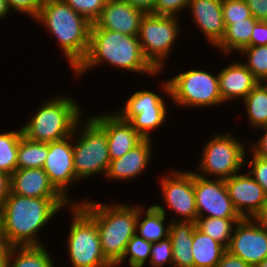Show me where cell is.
Returning <instances> with one entry per match:
<instances>
[{
    "mask_svg": "<svg viewBox=\"0 0 267 267\" xmlns=\"http://www.w3.org/2000/svg\"><path fill=\"white\" fill-rule=\"evenodd\" d=\"M71 205L66 198H32L10 192L3 202L1 239L10 247L43 245L39 231Z\"/></svg>",
    "mask_w": 267,
    "mask_h": 267,
    "instance_id": "cell-1",
    "label": "cell"
},
{
    "mask_svg": "<svg viewBox=\"0 0 267 267\" xmlns=\"http://www.w3.org/2000/svg\"><path fill=\"white\" fill-rule=\"evenodd\" d=\"M107 63L119 70L134 74L157 75L158 72L143 54L138 36L125 35L106 29L98 28L94 23L90 30V45L86 58L73 71V75L82 77L88 70Z\"/></svg>",
    "mask_w": 267,
    "mask_h": 267,
    "instance_id": "cell-2",
    "label": "cell"
},
{
    "mask_svg": "<svg viewBox=\"0 0 267 267\" xmlns=\"http://www.w3.org/2000/svg\"><path fill=\"white\" fill-rule=\"evenodd\" d=\"M34 21L53 34L74 71L87 56L92 24L64 0H43Z\"/></svg>",
    "mask_w": 267,
    "mask_h": 267,
    "instance_id": "cell-3",
    "label": "cell"
},
{
    "mask_svg": "<svg viewBox=\"0 0 267 267\" xmlns=\"http://www.w3.org/2000/svg\"><path fill=\"white\" fill-rule=\"evenodd\" d=\"M95 222L105 259L115 267L123 257L126 245L136 234L138 205L104 204L84 199L75 201Z\"/></svg>",
    "mask_w": 267,
    "mask_h": 267,
    "instance_id": "cell-4",
    "label": "cell"
},
{
    "mask_svg": "<svg viewBox=\"0 0 267 267\" xmlns=\"http://www.w3.org/2000/svg\"><path fill=\"white\" fill-rule=\"evenodd\" d=\"M82 108L72 97L55 95L44 101L31 119L21 126L29 140L49 143L73 134L76 124L83 118Z\"/></svg>",
    "mask_w": 267,
    "mask_h": 267,
    "instance_id": "cell-5",
    "label": "cell"
},
{
    "mask_svg": "<svg viewBox=\"0 0 267 267\" xmlns=\"http://www.w3.org/2000/svg\"><path fill=\"white\" fill-rule=\"evenodd\" d=\"M162 84V93L178 108H211L225 104L219 91L218 73L191 69L162 81Z\"/></svg>",
    "mask_w": 267,
    "mask_h": 267,
    "instance_id": "cell-6",
    "label": "cell"
},
{
    "mask_svg": "<svg viewBox=\"0 0 267 267\" xmlns=\"http://www.w3.org/2000/svg\"><path fill=\"white\" fill-rule=\"evenodd\" d=\"M84 118L73 131V164L78 181L98 174L105 177L111 161L106 133L90 117Z\"/></svg>",
    "mask_w": 267,
    "mask_h": 267,
    "instance_id": "cell-7",
    "label": "cell"
},
{
    "mask_svg": "<svg viewBox=\"0 0 267 267\" xmlns=\"http://www.w3.org/2000/svg\"><path fill=\"white\" fill-rule=\"evenodd\" d=\"M203 146L198 160L200 164L193 171L195 174L226 180L243 169L248 146L230 131L226 134H213Z\"/></svg>",
    "mask_w": 267,
    "mask_h": 267,
    "instance_id": "cell-8",
    "label": "cell"
},
{
    "mask_svg": "<svg viewBox=\"0 0 267 267\" xmlns=\"http://www.w3.org/2000/svg\"><path fill=\"white\" fill-rule=\"evenodd\" d=\"M70 211L66 248L72 267H113L103 255L96 222L78 204Z\"/></svg>",
    "mask_w": 267,
    "mask_h": 267,
    "instance_id": "cell-9",
    "label": "cell"
},
{
    "mask_svg": "<svg viewBox=\"0 0 267 267\" xmlns=\"http://www.w3.org/2000/svg\"><path fill=\"white\" fill-rule=\"evenodd\" d=\"M179 17L146 13L140 23L139 41L149 63L163 73L177 38L182 34ZM180 34V35H179Z\"/></svg>",
    "mask_w": 267,
    "mask_h": 267,
    "instance_id": "cell-10",
    "label": "cell"
},
{
    "mask_svg": "<svg viewBox=\"0 0 267 267\" xmlns=\"http://www.w3.org/2000/svg\"><path fill=\"white\" fill-rule=\"evenodd\" d=\"M170 173V174H169ZM169 174V176H166ZM160 178L159 186L162 192L163 205L154 204L167 216V209L171 210V222H196L198 213L195 203L194 172L173 170ZM167 207V208H166ZM180 218V219H179Z\"/></svg>",
    "mask_w": 267,
    "mask_h": 267,
    "instance_id": "cell-11",
    "label": "cell"
},
{
    "mask_svg": "<svg viewBox=\"0 0 267 267\" xmlns=\"http://www.w3.org/2000/svg\"><path fill=\"white\" fill-rule=\"evenodd\" d=\"M194 192L198 217L241 218L232 204L224 180L194 173Z\"/></svg>",
    "mask_w": 267,
    "mask_h": 267,
    "instance_id": "cell-12",
    "label": "cell"
},
{
    "mask_svg": "<svg viewBox=\"0 0 267 267\" xmlns=\"http://www.w3.org/2000/svg\"><path fill=\"white\" fill-rule=\"evenodd\" d=\"M227 251L254 267L267 258V227L255 218H242L234 228Z\"/></svg>",
    "mask_w": 267,
    "mask_h": 267,
    "instance_id": "cell-13",
    "label": "cell"
},
{
    "mask_svg": "<svg viewBox=\"0 0 267 267\" xmlns=\"http://www.w3.org/2000/svg\"><path fill=\"white\" fill-rule=\"evenodd\" d=\"M42 168L53 186L69 202L75 204L69 194V187L74 185L72 183L79 182L75 176L73 164V134L48 143V154Z\"/></svg>",
    "mask_w": 267,
    "mask_h": 267,
    "instance_id": "cell-14",
    "label": "cell"
},
{
    "mask_svg": "<svg viewBox=\"0 0 267 267\" xmlns=\"http://www.w3.org/2000/svg\"><path fill=\"white\" fill-rule=\"evenodd\" d=\"M224 181L232 204L240 217L256 218L267 197L263 188L245 171Z\"/></svg>",
    "mask_w": 267,
    "mask_h": 267,
    "instance_id": "cell-15",
    "label": "cell"
},
{
    "mask_svg": "<svg viewBox=\"0 0 267 267\" xmlns=\"http://www.w3.org/2000/svg\"><path fill=\"white\" fill-rule=\"evenodd\" d=\"M102 113H94L89 117L106 133L110 160L122 157L144 139L115 112Z\"/></svg>",
    "mask_w": 267,
    "mask_h": 267,
    "instance_id": "cell-16",
    "label": "cell"
},
{
    "mask_svg": "<svg viewBox=\"0 0 267 267\" xmlns=\"http://www.w3.org/2000/svg\"><path fill=\"white\" fill-rule=\"evenodd\" d=\"M146 13L123 0H107L94 24L100 29L138 36L140 23Z\"/></svg>",
    "mask_w": 267,
    "mask_h": 267,
    "instance_id": "cell-17",
    "label": "cell"
},
{
    "mask_svg": "<svg viewBox=\"0 0 267 267\" xmlns=\"http://www.w3.org/2000/svg\"><path fill=\"white\" fill-rule=\"evenodd\" d=\"M196 25L208 43L215 47L225 33L222 0H189L187 7Z\"/></svg>",
    "mask_w": 267,
    "mask_h": 267,
    "instance_id": "cell-18",
    "label": "cell"
},
{
    "mask_svg": "<svg viewBox=\"0 0 267 267\" xmlns=\"http://www.w3.org/2000/svg\"><path fill=\"white\" fill-rule=\"evenodd\" d=\"M152 139H143L122 157L111 160L105 178L116 181H130L147 169L153 157Z\"/></svg>",
    "mask_w": 267,
    "mask_h": 267,
    "instance_id": "cell-19",
    "label": "cell"
},
{
    "mask_svg": "<svg viewBox=\"0 0 267 267\" xmlns=\"http://www.w3.org/2000/svg\"><path fill=\"white\" fill-rule=\"evenodd\" d=\"M11 193L32 198H65L43 168L16 169L10 175Z\"/></svg>",
    "mask_w": 267,
    "mask_h": 267,
    "instance_id": "cell-20",
    "label": "cell"
},
{
    "mask_svg": "<svg viewBox=\"0 0 267 267\" xmlns=\"http://www.w3.org/2000/svg\"><path fill=\"white\" fill-rule=\"evenodd\" d=\"M219 91L224 103L243 100L259 83L240 61H233L218 72ZM231 100V101H230Z\"/></svg>",
    "mask_w": 267,
    "mask_h": 267,
    "instance_id": "cell-21",
    "label": "cell"
},
{
    "mask_svg": "<svg viewBox=\"0 0 267 267\" xmlns=\"http://www.w3.org/2000/svg\"><path fill=\"white\" fill-rule=\"evenodd\" d=\"M196 222H171L169 238L172 242L173 267H194L192 256L193 233Z\"/></svg>",
    "mask_w": 267,
    "mask_h": 267,
    "instance_id": "cell-22",
    "label": "cell"
},
{
    "mask_svg": "<svg viewBox=\"0 0 267 267\" xmlns=\"http://www.w3.org/2000/svg\"><path fill=\"white\" fill-rule=\"evenodd\" d=\"M166 220V215L153 204L146 209L139 204L136 234L152 243L166 239L169 237L171 223Z\"/></svg>",
    "mask_w": 267,
    "mask_h": 267,
    "instance_id": "cell-23",
    "label": "cell"
},
{
    "mask_svg": "<svg viewBox=\"0 0 267 267\" xmlns=\"http://www.w3.org/2000/svg\"><path fill=\"white\" fill-rule=\"evenodd\" d=\"M258 22L255 18H247L243 21L225 25V33L221 41L214 47L222 55L239 54L244 48L250 47L252 29ZM231 53V54H230Z\"/></svg>",
    "mask_w": 267,
    "mask_h": 267,
    "instance_id": "cell-24",
    "label": "cell"
},
{
    "mask_svg": "<svg viewBox=\"0 0 267 267\" xmlns=\"http://www.w3.org/2000/svg\"><path fill=\"white\" fill-rule=\"evenodd\" d=\"M226 250L222 244L195 227L192 243L194 267H217Z\"/></svg>",
    "mask_w": 267,
    "mask_h": 267,
    "instance_id": "cell-25",
    "label": "cell"
},
{
    "mask_svg": "<svg viewBox=\"0 0 267 267\" xmlns=\"http://www.w3.org/2000/svg\"><path fill=\"white\" fill-rule=\"evenodd\" d=\"M166 98L155 91L139 90L130 95L123 107L114 112L124 121L129 122L135 115L148 109H167Z\"/></svg>",
    "mask_w": 267,
    "mask_h": 267,
    "instance_id": "cell-26",
    "label": "cell"
},
{
    "mask_svg": "<svg viewBox=\"0 0 267 267\" xmlns=\"http://www.w3.org/2000/svg\"><path fill=\"white\" fill-rule=\"evenodd\" d=\"M44 245L10 247L7 267H55Z\"/></svg>",
    "mask_w": 267,
    "mask_h": 267,
    "instance_id": "cell-27",
    "label": "cell"
},
{
    "mask_svg": "<svg viewBox=\"0 0 267 267\" xmlns=\"http://www.w3.org/2000/svg\"><path fill=\"white\" fill-rule=\"evenodd\" d=\"M242 102L249 127L254 130L267 125V82H259Z\"/></svg>",
    "mask_w": 267,
    "mask_h": 267,
    "instance_id": "cell-28",
    "label": "cell"
},
{
    "mask_svg": "<svg viewBox=\"0 0 267 267\" xmlns=\"http://www.w3.org/2000/svg\"><path fill=\"white\" fill-rule=\"evenodd\" d=\"M242 218L198 217L196 227L213 240L228 248L236 224Z\"/></svg>",
    "mask_w": 267,
    "mask_h": 267,
    "instance_id": "cell-29",
    "label": "cell"
},
{
    "mask_svg": "<svg viewBox=\"0 0 267 267\" xmlns=\"http://www.w3.org/2000/svg\"><path fill=\"white\" fill-rule=\"evenodd\" d=\"M48 154V143L36 142L23 135L17 153V169L42 168Z\"/></svg>",
    "mask_w": 267,
    "mask_h": 267,
    "instance_id": "cell-30",
    "label": "cell"
},
{
    "mask_svg": "<svg viewBox=\"0 0 267 267\" xmlns=\"http://www.w3.org/2000/svg\"><path fill=\"white\" fill-rule=\"evenodd\" d=\"M22 129L0 133V171L9 176L17 169V153Z\"/></svg>",
    "mask_w": 267,
    "mask_h": 267,
    "instance_id": "cell-31",
    "label": "cell"
},
{
    "mask_svg": "<svg viewBox=\"0 0 267 267\" xmlns=\"http://www.w3.org/2000/svg\"><path fill=\"white\" fill-rule=\"evenodd\" d=\"M167 115L168 109H148L135 115L129 123L144 139H153L151 132L162 127V124L164 126Z\"/></svg>",
    "mask_w": 267,
    "mask_h": 267,
    "instance_id": "cell-32",
    "label": "cell"
},
{
    "mask_svg": "<svg viewBox=\"0 0 267 267\" xmlns=\"http://www.w3.org/2000/svg\"><path fill=\"white\" fill-rule=\"evenodd\" d=\"M152 242L135 234L126 245L122 260L115 266L119 267L126 259L130 267H144L150 259Z\"/></svg>",
    "mask_w": 267,
    "mask_h": 267,
    "instance_id": "cell-33",
    "label": "cell"
},
{
    "mask_svg": "<svg viewBox=\"0 0 267 267\" xmlns=\"http://www.w3.org/2000/svg\"><path fill=\"white\" fill-rule=\"evenodd\" d=\"M239 54L246 61L242 63L259 82H267V45L250 46L244 48Z\"/></svg>",
    "mask_w": 267,
    "mask_h": 267,
    "instance_id": "cell-34",
    "label": "cell"
},
{
    "mask_svg": "<svg viewBox=\"0 0 267 267\" xmlns=\"http://www.w3.org/2000/svg\"><path fill=\"white\" fill-rule=\"evenodd\" d=\"M222 14L225 25L254 18L245 0H222Z\"/></svg>",
    "mask_w": 267,
    "mask_h": 267,
    "instance_id": "cell-35",
    "label": "cell"
},
{
    "mask_svg": "<svg viewBox=\"0 0 267 267\" xmlns=\"http://www.w3.org/2000/svg\"><path fill=\"white\" fill-rule=\"evenodd\" d=\"M74 11L83 15L91 24L100 16L107 0H64Z\"/></svg>",
    "mask_w": 267,
    "mask_h": 267,
    "instance_id": "cell-36",
    "label": "cell"
},
{
    "mask_svg": "<svg viewBox=\"0 0 267 267\" xmlns=\"http://www.w3.org/2000/svg\"><path fill=\"white\" fill-rule=\"evenodd\" d=\"M172 242L169 237L153 242L150 251L149 264L151 267H164L167 263L172 264L173 267V254Z\"/></svg>",
    "mask_w": 267,
    "mask_h": 267,
    "instance_id": "cell-37",
    "label": "cell"
},
{
    "mask_svg": "<svg viewBox=\"0 0 267 267\" xmlns=\"http://www.w3.org/2000/svg\"><path fill=\"white\" fill-rule=\"evenodd\" d=\"M248 151L251 152L250 155L252 157L251 159H248V153L246 152L245 163L249 168L248 173L267 194V159L254 154L249 148Z\"/></svg>",
    "mask_w": 267,
    "mask_h": 267,
    "instance_id": "cell-38",
    "label": "cell"
},
{
    "mask_svg": "<svg viewBox=\"0 0 267 267\" xmlns=\"http://www.w3.org/2000/svg\"><path fill=\"white\" fill-rule=\"evenodd\" d=\"M189 0H155L152 14L181 17L179 13L186 10Z\"/></svg>",
    "mask_w": 267,
    "mask_h": 267,
    "instance_id": "cell-39",
    "label": "cell"
},
{
    "mask_svg": "<svg viewBox=\"0 0 267 267\" xmlns=\"http://www.w3.org/2000/svg\"><path fill=\"white\" fill-rule=\"evenodd\" d=\"M10 11L20 12L34 19L41 9L43 0H6Z\"/></svg>",
    "mask_w": 267,
    "mask_h": 267,
    "instance_id": "cell-40",
    "label": "cell"
},
{
    "mask_svg": "<svg viewBox=\"0 0 267 267\" xmlns=\"http://www.w3.org/2000/svg\"><path fill=\"white\" fill-rule=\"evenodd\" d=\"M263 45H267V21H258L252 29L250 46Z\"/></svg>",
    "mask_w": 267,
    "mask_h": 267,
    "instance_id": "cell-41",
    "label": "cell"
},
{
    "mask_svg": "<svg viewBox=\"0 0 267 267\" xmlns=\"http://www.w3.org/2000/svg\"><path fill=\"white\" fill-rule=\"evenodd\" d=\"M252 16L258 21L267 20V0H245Z\"/></svg>",
    "mask_w": 267,
    "mask_h": 267,
    "instance_id": "cell-42",
    "label": "cell"
},
{
    "mask_svg": "<svg viewBox=\"0 0 267 267\" xmlns=\"http://www.w3.org/2000/svg\"><path fill=\"white\" fill-rule=\"evenodd\" d=\"M262 129L263 133L262 136H260V139H257L256 141H252L251 139V144H250V150L252 152L264 159H267V125L259 128V130Z\"/></svg>",
    "mask_w": 267,
    "mask_h": 267,
    "instance_id": "cell-43",
    "label": "cell"
},
{
    "mask_svg": "<svg viewBox=\"0 0 267 267\" xmlns=\"http://www.w3.org/2000/svg\"><path fill=\"white\" fill-rule=\"evenodd\" d=\"M217 267H251V266L247 264L245 261H243L241 258L232 255L230 252L226 250L221 257V260L217 264Z\"/></svg>",
    "mask_w": 267,
    "mask_h": 267,
    "instance_id": "cell-44",
    "label": "cell"
},
{
    "mask_svg": "<svg viewBox=\"0 0 267 267\" xmlns=\"http://www.w3.org/2000/svg\"><path fill=\"white\" fill-rule=\"evenodd\" d=\"M11 192L10 176L0 171V203L3 205L4 200Z\"/></svg>",
    "mask_w": 267,
    "mask_h": 267,
    "instance_id": "cell-45",
    "label": "cell"
},
{
    "mask_svg": "<svg viewBox=\"0 0 267 267\" xmlns=\"http://www.w3.org/2000/svg\"><path fill=\"white\" fill-rule=\"evenodd\" d=\"M133 7L143 10L145 13H151L154 8L155 0H123Z\"/></svg>",
    "mask_w": 267,
    "mask_h": 267,
    "instance_id": "cell-46",
    "label": "cell"
},
{
    "mask_svg": "<svg viewBox=\"0 0 267 267\" xmlns=\"http://www.w3.org/2000/svg\"><path fill=\"white\" fill-rule=\"evenodd\" d=\"M10 246L0 238V267H7Z\"/></svg>",
    "mask_w": 267,
    "mask_h": 267,
    "instance_id": "cell-47",
    "label": "cell"
},
{
    "mask_svg": "<svg viewBox=\"0 0 267 267\" xmlns=\"http://www.w3.org/2000/svg\"><path fill=\"white\" fill-rule=\"evenodd\" d=\"M258 222H260L262 225L267 227V197L264 202L263 208L260 211V213L255 218Z\"/></svg>",
    "mask_w": 267,
    "mask_h": 267,
    "instance_id": "cell-48",
    "label": "cell"
},
{
    "mask_svg": "<svg viewBox=\"0 0 267 267\" xmlns=\"http://www.w3.org/2000/svg\"><path fill=\"white\" fill-rule=\"evenodd\" d=\"M10 9L8 7L7 1L6 0H0V20L5 19V16L7 14H10Z\"/></svg>",
    "mask_w": 267,
    "mask_h": 267,
    "instance_id": "cell-49",
    "label": "cell"
},
{
    "mask_svg": "<svg viewBox=\"0 0 267 267\" xmlns=\"http://www.w3.org/2000/svg\"><path fill=\"white\" fill-rule=\"evenodd\" d=\"M2 217H3V205L0 203V238H1V230H2Z\"/></svg>",
    "mask_w": 267,
    "mask_h": 267,
    "instance_id": "cell-50",
    "label": "cell"
},
{
    "mask_svg": "<svg viewBox=\"0 0 267 267\" xmlns=\"http://www.w3.org/2000/svg\"><path fill=\"white\" fill-rule=\"evenodd\" d=\"M254 267H267V258L256 264Z\"/></svg>",
    "mask_w": 267,
    "mask_h": 267,
    "instance_id": "cell-51",
    "label": "cell"
}]
</instances>
